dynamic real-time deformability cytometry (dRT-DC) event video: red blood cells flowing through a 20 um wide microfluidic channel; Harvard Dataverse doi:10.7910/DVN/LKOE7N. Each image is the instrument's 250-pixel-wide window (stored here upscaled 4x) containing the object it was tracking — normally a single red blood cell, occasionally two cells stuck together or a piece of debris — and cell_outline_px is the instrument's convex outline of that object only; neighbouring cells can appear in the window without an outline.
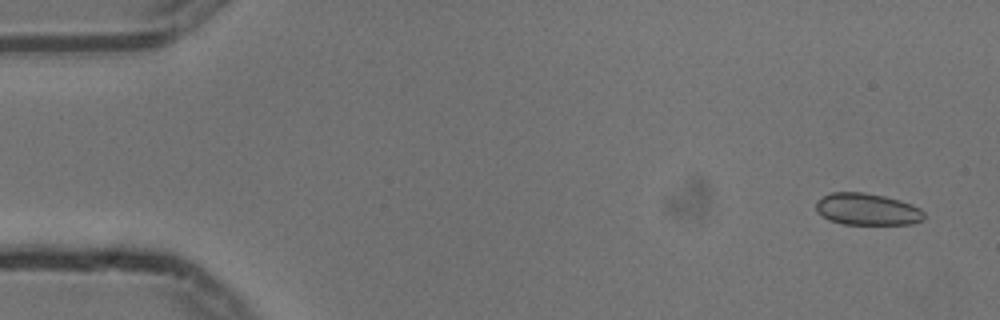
{"species": "common noctule bat (a hibernating species)", "species_latin": "Nyctalus noctula", "temperature_condition": "cold", "stored_images_in_passage": 55, "camera_frame_rate_fps": 3000, "um_per_image_px": 0.085, "animal": {"sex": "male", "body_mass_g": 13.3}, "frame": {"image": 1, "passage_image": 3, "time_ms": 0.667, "image_size_px": [1000, 320], "cell_outline_px": [[924, 220], [912, 224], [844, 224], [828, 220], [820, 216], [816, 212], [816, 200], [832, 192], [864, 192], [884, 196], [900, 200], [912, 204], [920, 208], [924, 212]], "centroid_in_image_um": [73.7, 17.79], "position_along_channel_um": 11.3, "area_um2": 20.29}}
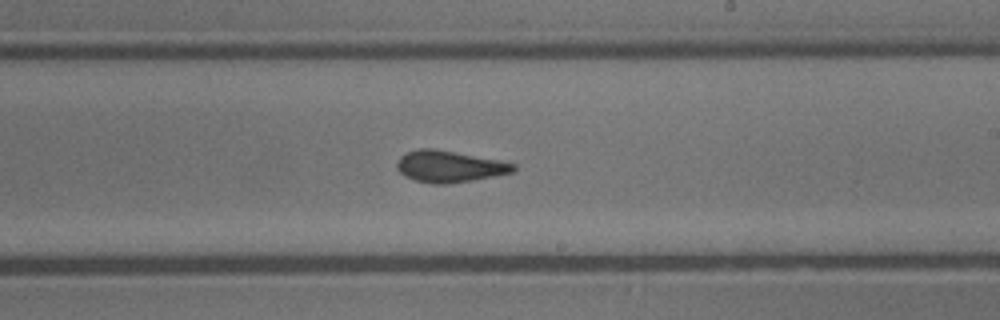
{"frame": {"image": 2, "passage_image": 32, "time_ms": 10.333, "image_size_px": [1000, 320], "cell_outline_px": [[516, 168], [512, 172], [472, 180], [448, 184], [432, 184], [416, 180], [404, 176], [396, 168], [396, 164], [400, 156], [408, 152], [420, 148], [432, 148], [500, 160], [516, 164]], "centroid_in_image_um": [38.17, 14.15], "position_along_channel_um": 250.8, "area_um2": 21.27}}
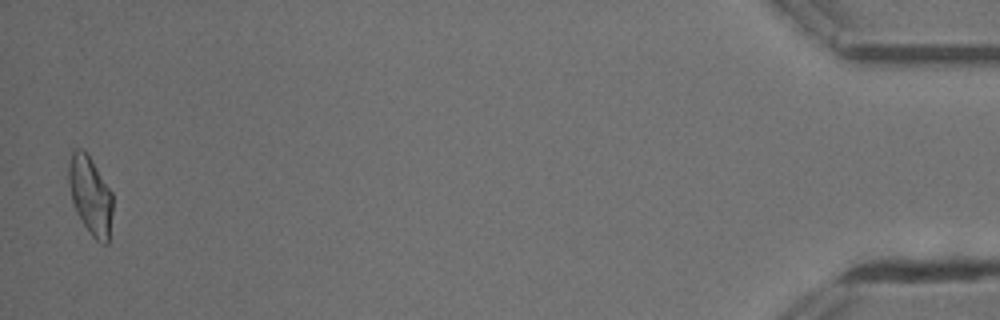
{"frame": {"image": 3, "passage_image": 54, "time_ms": 17.667, "image_size_px": [1000, 320], "cell_outline_px": [[112, 212], [108, 244], [100, 244], [92, 236], [76, 212], [72, 200], [68, 180], [68, 164], [72, 152], [76, 148], [80, 148], [88, 156], [112, 192]], "centroid_in_image_um": [7.68, 16.65], "position_along_channel_um": 427.5, "area_um2": 19.77}, "authors_computed_cell_mechanics": {"area_um2": 20.8658, "velocity_mm_per_s": 3.745, "shape_relaxation_time_tau1_ms": 6.1225, "shape_relaxation_time_tau2_ms": 1.6459, "deformation_change_tau1": 0.184, "deformation_change_tau2": 0.0995}}